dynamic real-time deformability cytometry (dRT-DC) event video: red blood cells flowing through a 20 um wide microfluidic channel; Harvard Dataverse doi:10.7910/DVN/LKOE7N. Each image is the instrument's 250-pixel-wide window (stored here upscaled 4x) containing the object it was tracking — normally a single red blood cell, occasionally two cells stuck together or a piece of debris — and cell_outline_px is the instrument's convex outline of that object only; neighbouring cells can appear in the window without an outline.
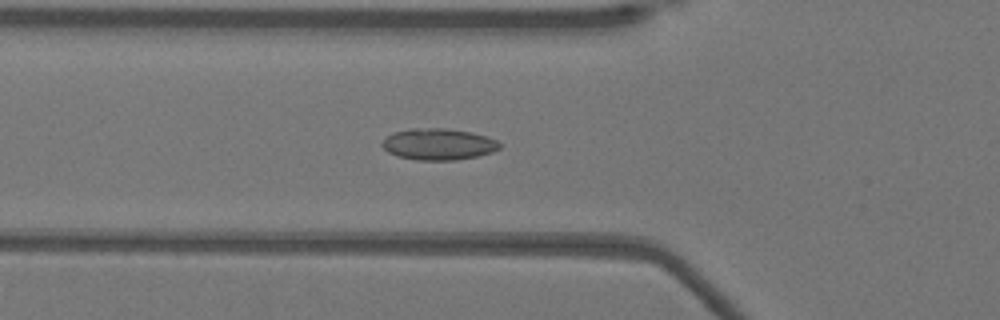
{"species": "Egyptian fruit bat (a non-hibernating species)", "species_latin": "Rousettus aegyptiacus", "temperature_condition": "warm", "stored_images_in_passage": 36, "camera_frame_rate_fps": 3000, "um_per_image_px": 0.085, "animal": {"sex": "female"}, "frame": {"image": 1, "passage_image": 2, "time_ms": 0.333, "image_size_px": [1000, 320], "cell_outline_px": [[500, 148], [492, 152], [476, 156], [456, 160], [416, 160], [396, 156], [388, 152], [380, 144], [392, 132], [408, 128], [448, 128], [472, 132], [488, 136], [496, 140], [500, 144]], "centroid_in_image_um": [37.25, 12.25], "position_along_channel_um": 88.5, "area_um2": 21.73}}
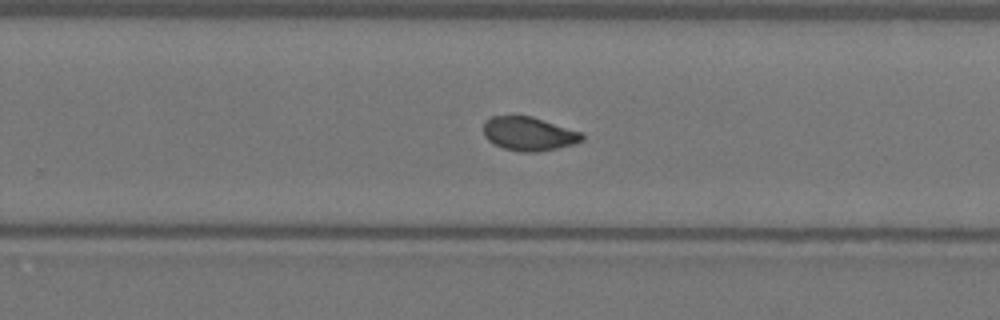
{"frame": {"image": 2, "passage_image": 17, "time_ms": 5.333, "image_size_px": [1000, 320], "cell_outline_px": [[584, 140], [572, 144], [556, 148], [536, 152], [520, 152], [504, 148], [492, 144], [484, 136], [484, 120], [492, 116], [532, 116], [580, 132], [584, 136]], "centroid_in_image_um": [44.91, 11.37], "position_along_channel_um": 284.9, "area_um2": 19.31}}
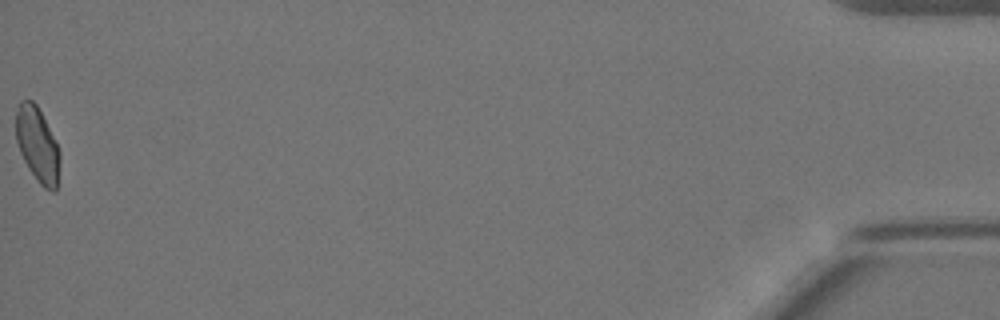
{"frame": {"image": 3, "passage_image": 36, "time_ms": 11.667, "image_size_px": [1000, 320], "cell_outline_px": [[60, 160], [56, 192], [52, 192], [44, 188], [36, 180], [28, 168], [20, 152], [16, 140], [16, 112], [20, 100], [32, 100], [36, 104], [60, 152]], "centroid_in_image_um": [3.17, 12.34], "position_along_channel_um": 432.0, "area_um2": 18.9}}